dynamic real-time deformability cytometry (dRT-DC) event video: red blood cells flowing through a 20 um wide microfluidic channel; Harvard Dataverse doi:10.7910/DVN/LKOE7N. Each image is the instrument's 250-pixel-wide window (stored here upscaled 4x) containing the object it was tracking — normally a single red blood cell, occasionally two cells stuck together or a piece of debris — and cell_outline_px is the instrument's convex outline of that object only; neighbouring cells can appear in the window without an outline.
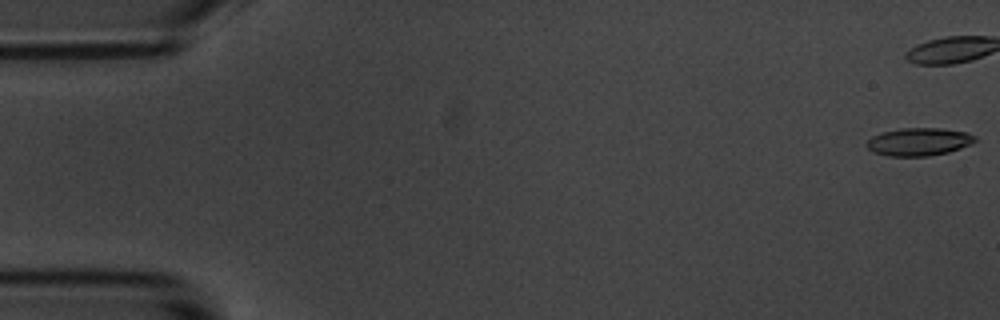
{"species": "common noctule bat (a hibernating species)", "species_latin": "Nyctalus noctula", "temperature_condition": "room temperature", "stored_images_in_passage": 3, "camera_frame_rate_fps": 3000, "um_per_image_px": 0.085, "animal": {"sex": "male", "body_mass_g": 20.1, "forearm_length_mm": 53.5}, "frame": {"image": 1, "passage_image": 1, "time_ms": 0.0, "image_size_px": [1000, 320], "cell_outline_px": [[976, 140], [960, 148], [948, 152], [928, 156], [888, 156], [872, 152], [864, 144], [872, 136], [880, 132], [900, 128], [940, 128], [968, 132], [976, 136]], "centroid_in_image_um": [78.05, 12.04], "position_along_channel_um": 6.9, "area_um2": 17.69}}